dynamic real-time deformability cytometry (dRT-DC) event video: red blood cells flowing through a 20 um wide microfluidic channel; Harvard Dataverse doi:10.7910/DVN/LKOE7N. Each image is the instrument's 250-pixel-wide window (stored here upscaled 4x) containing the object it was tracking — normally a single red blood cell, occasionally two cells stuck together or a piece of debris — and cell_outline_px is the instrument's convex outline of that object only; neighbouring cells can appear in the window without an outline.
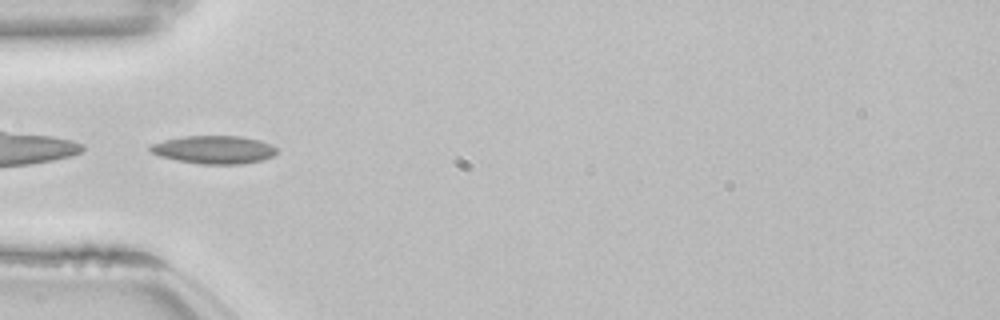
{"species": "common noctule bat (a hibernating species)", "species_latin": "Nyctalus noctula", "temperature_condition": "room temperature", "stored_images_in_passage": 35, "camera_frame_rate_fps": 3000, "um_per_image_px": 0.085, "animal": {"sex": "female", "body_mass_g": 22.7, "forearm_length_mm": 54.2}, "frame": {"image": 1, "passage_image": 1, "time_ms": 0.0, "image_size_px": [1000, 320], "cell_outline_px": [[276, 152], [272, 156], [264, 160], [240, 164], [200, 164], [176, 160], [160, 156], [152, 152], [148, 148], [152, 144], [164, 140], [184, 136], [240, 136], [260, 140], [272, 144], [276, 148]], "centroid_in_image_um": [18.21, 12.72], "position_along_channel_um": 66.8, "area_um2": 20.69}, "authors_computed_cell_mechanics": {"area_um2": 18.3226, "velocity_mm_per_s": 3.8493, "shape_relaxation_time_tau1_ms": null, "shape_relaxation_time_tau2_ms": 6.0378, "deformation_change_tau1": null, "deformation_change_tau2": 0.1782}}